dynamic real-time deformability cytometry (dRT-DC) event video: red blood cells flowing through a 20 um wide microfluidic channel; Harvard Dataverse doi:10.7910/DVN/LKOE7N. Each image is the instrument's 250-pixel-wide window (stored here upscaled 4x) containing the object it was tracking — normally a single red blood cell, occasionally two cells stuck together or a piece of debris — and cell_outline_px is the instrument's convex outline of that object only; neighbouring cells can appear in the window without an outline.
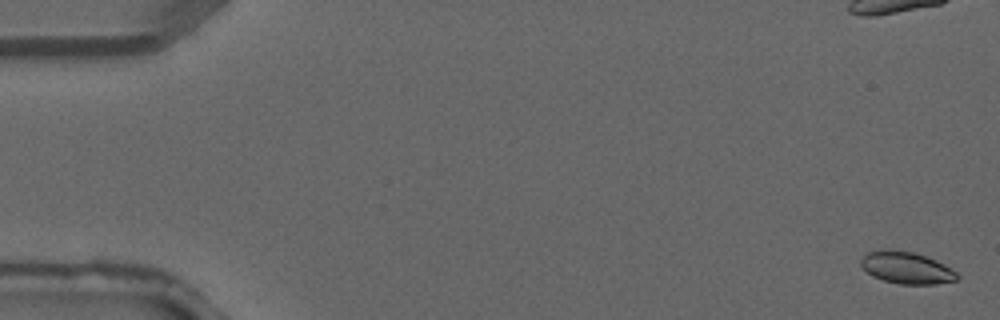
{"species": "common noctule bat (a hibernating species)", "species_latin": "Nyctalus noctula", "temperature_condition": "warm", "stored_images_in_passage": 5, "camera_frame_rate_fps": 3000, "um_per_image_px": 0.085, "animal": {"sex": "male", "forearm_length_mm": 52.5}, "frame": {"image": 1, "passage_image": 1, "time_ms": 0.0, "image_size_px": [1000, 320], "cell_outline_px": [[960, 276], [956, 280], [936, 284], [900, 284], [884, 280], [872, 276], [860, 264], [860, 260], [868, 252], [880, 248], [912, 252], [936, 260], [952, 268]], "centroid_in_image_um": [77.06, 22.75], "position_along_channel_um": 7.9, "area_um2": 17.86}}
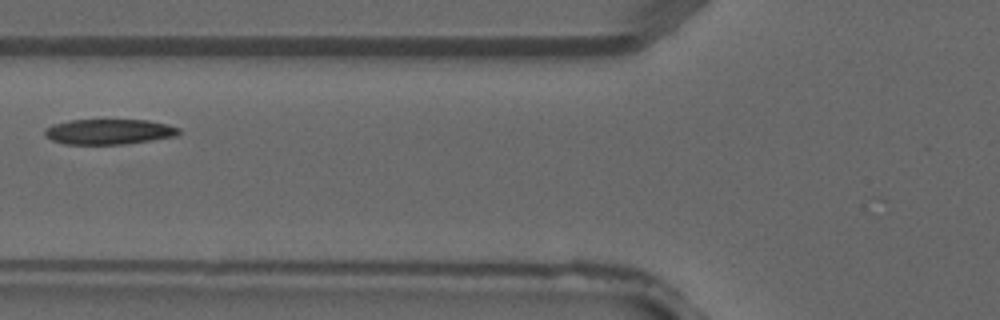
{"frame": {"image": 2, "passage_image": 5, "time_ms": 1.333, "image_size_px": [1000, 320], "cell_outline_px": [[180, 132], [176, 136], [124, 144], [64, 144], [52, 140], [44, 136], [44, 128], [52, 124], [68, 120], [148, 120], [168, 124], [180, 128]], "centroid_in_image_um": [9.22, 11.19], "position_along_channel_um": 116.6, "area_um2": 19.88}}